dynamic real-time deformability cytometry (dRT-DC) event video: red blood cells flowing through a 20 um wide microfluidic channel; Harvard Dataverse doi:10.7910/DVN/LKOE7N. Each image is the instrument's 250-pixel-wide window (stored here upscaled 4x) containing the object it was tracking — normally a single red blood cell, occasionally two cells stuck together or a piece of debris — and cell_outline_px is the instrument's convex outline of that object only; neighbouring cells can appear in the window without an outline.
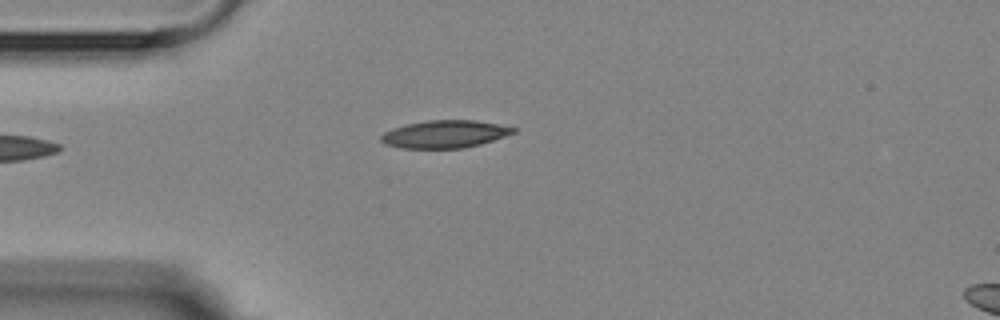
{"species": "Egyptian fruit bat (a non-hibernating species)", "species_latin": "Rousettus aegyptiacus", "temperature_condition": "room temperature", "stored_images_in_passage": 5, "camera_frame_rate_fps": 3000, "um_per_image_px": 0.085, "animal": {"sex": "female"}, "frame": {"image": 1, "passage_image": 5, "time_ms": 4.333, "image_size_px": [1000, 320], "cell_outline_px": [[516, 132], [480, 144], [464, 148], [400, 148], [384, 144], [380, 140], [380, 136], [384, 132], [392, 128], [404, 124], [428, 120], [476, 120], [516, 128]], "centroid_in_image_um": [37.75, 11.4], "position_along_channel_um": 47.3, "area_um2": 21.27}}